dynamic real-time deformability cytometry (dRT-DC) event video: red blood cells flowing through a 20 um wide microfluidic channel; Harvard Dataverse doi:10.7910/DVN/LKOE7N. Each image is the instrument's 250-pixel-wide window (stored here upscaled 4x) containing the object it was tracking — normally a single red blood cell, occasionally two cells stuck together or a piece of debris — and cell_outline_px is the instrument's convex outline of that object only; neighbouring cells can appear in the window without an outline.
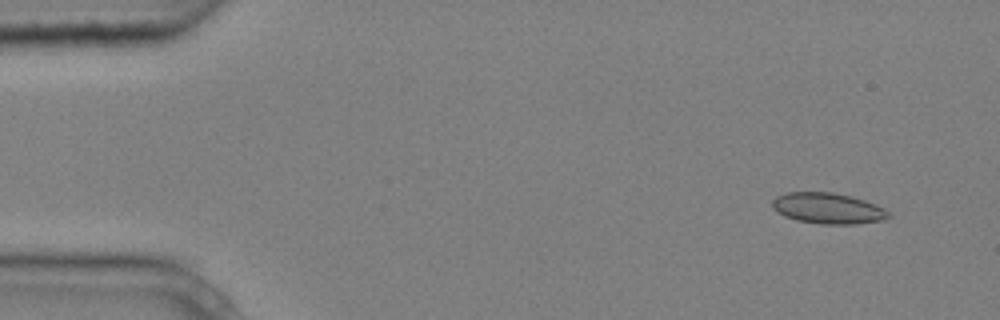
{"species": "common noctule bat (a hibernating species)", "species_latin": "Nyctalus noctula", "temperature_condition": "cold", "stored_images_in_passage": 4, "camera_frame_rate_fps": 3000, "um_per_image_px": 0.085, "animal": {"sex": "male", "body_mass_g": 20.4}, "frame": {"image": 1, "passage_image": 1, "time_ms": 0.0, "image_size_px": [1000, 320], "cell_outline_px": [[892, 216], [884, 220], [856, 224], [820, 224], [796, 220], [784, 216], [772, 208], [772, 200], [776, 196], [788, 192], [832, 192], [852, 196], [876, 204], [884, 208]], "centroid_in_image_um": [70.38, 17.71], "position_along_channel_um": 14.6, "area_um2": 21.1}}
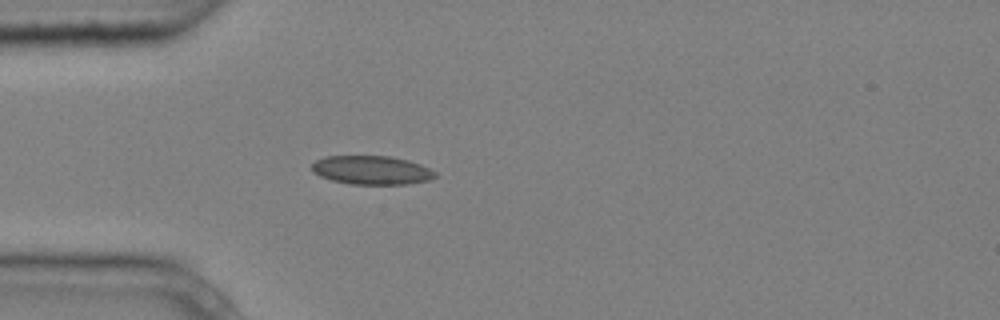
{"frame": {"image": 2, "passage_image": 4, "time_ms": 1.0, "image_size_px": [1000, 320], "cell_outline_px": [[436, 176], [428, 180], [408, 184], [348, 184], [332, 180], [320, 176], [312, 172], [312, 164], [316, 160], [328, 156], [392, 156], [408, 160], [420, 164], [436, 172]], "centroid_in_image_um": [31.58, 14.46], "position_along_channel_um": 53.4, "area_um2": 20.63}}